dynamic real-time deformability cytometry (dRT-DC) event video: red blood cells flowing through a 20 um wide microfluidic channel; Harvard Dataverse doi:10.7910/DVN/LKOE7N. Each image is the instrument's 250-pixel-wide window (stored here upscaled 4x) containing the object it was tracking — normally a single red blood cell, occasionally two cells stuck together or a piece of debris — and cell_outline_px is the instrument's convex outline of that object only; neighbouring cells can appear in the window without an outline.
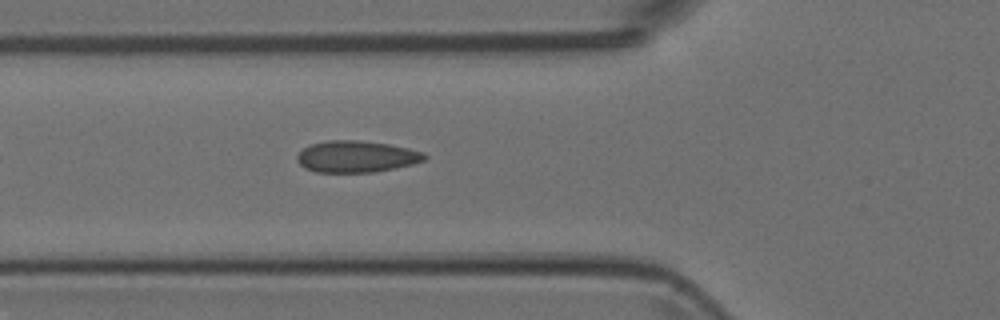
{"species": "Egyptian fruit bat (a non-hibernating species)", "species_latin": "Rousettus aegyptiacus", "temperature_condition": "room temperature", "stored_images_in_passage": 5, "camera_frame_rate_fps": 3000, "um_per_image_px": 0.085, "animal": {"sex": "female"}, "frame": {"image": 1, "passage_image": 5, "time_ms": 1.333, "image_size_px": [1000, 320], "cell_outline_px": [[428, 156], [424, 160], [412, 164], [372, 172], [316, 172], [304, 168], [296, 160], [296, 156], [304, 148], [312, 144], [328, 140], [360, 140], [388, 144], [408, 148], [424, 152]], "centroid_in_image_um": [30.28, 13.3], "position_along_channel_um": 95.5, "area_um2": 23.35}}